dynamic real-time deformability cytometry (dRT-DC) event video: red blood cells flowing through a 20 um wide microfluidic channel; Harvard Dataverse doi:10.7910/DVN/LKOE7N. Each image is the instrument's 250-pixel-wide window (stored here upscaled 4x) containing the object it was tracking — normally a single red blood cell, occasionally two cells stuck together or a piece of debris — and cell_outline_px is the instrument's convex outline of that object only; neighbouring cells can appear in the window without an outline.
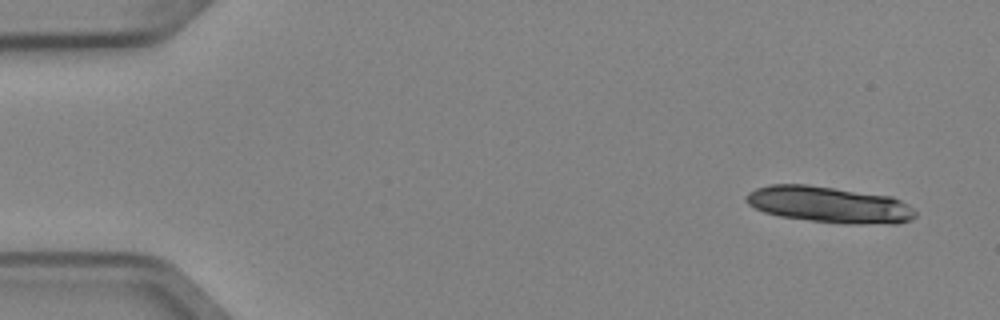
{"species": "Egyptian fruit bat (a non-hibernating species)", "species_latin": "Rousettus aegyptiacus", "temperature_condition": "cold", "stored_images_in_passage": 7, "segment_of_instrument_passage": [1, 2], "camera_frame_rate_fps": 3000, "um_per_image_px": 0.085, "animal": {"sex": "female"}, "frame": {"image": 1, "passage_image": 1, "time_ms": 0.0, "image_size_px": [1000, 320], "cell_outline_px": [[916, 216], [912, 220], [896, 224], [848, 224], [812, 220], [780, 216], [764, 212], [748, 204], [748, 192], [756, 188], [772, 184], [808, 184], [892, 196], [908, 204], [916, 212]], "centroid_in_image_um": [70.54, 17.39], "position_along_channel_um": 14.5, "area_um2": 35.78}}